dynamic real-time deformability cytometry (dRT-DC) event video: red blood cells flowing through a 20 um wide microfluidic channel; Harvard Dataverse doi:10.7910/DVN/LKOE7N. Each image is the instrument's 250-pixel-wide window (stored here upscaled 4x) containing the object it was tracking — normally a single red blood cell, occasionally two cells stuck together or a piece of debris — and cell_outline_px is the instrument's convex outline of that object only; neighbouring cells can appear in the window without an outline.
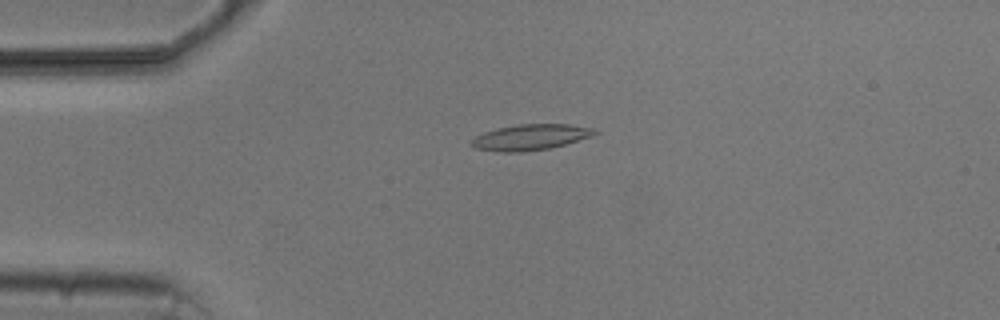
{"species": "common noctule bat (a hibernating species)", "species_latin": "Nyctalus noctula", "temperature_condition": "cold", "stored_images_in_passage": 6, "camera_frame_rate_fps": 3000, "um_per_image_px": 0.085, "animal": {"sex": "male", "body_mass_g": 20.5, "forearm_length_mm": 52.5}, "frame": {"image": 1, "passage_image": 4, "time_ms": 3.667, "image_size_px": [1000, 320], "cell_outline_px": [[600, 132], [592, 136], [564, 144], [548, 148], [520, 152], [500, 152], [476, 148], [468, 144], [476, 136], [484, 132], [496, 128], [520, 124], [568, 124], [596, 128]], "centroid_in_image_um": [45.1, 11.65], "position_along_channel_um": 39.9, "area_um2": 18.5}}
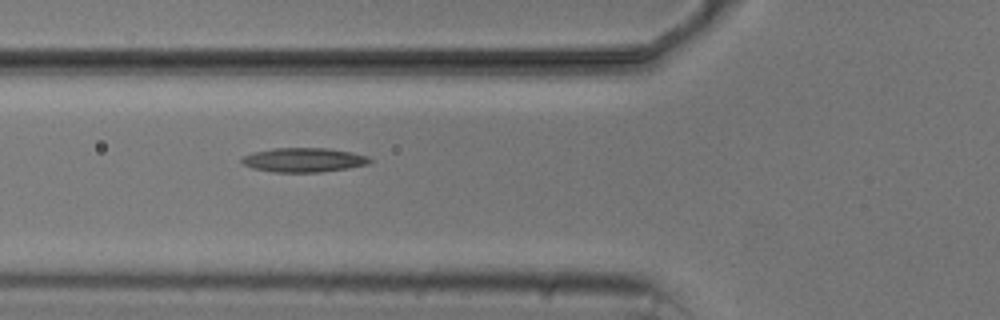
{"frame": {"image": 2, "passage_image": 6, "time_ms": 6.0, "image_size_px": [1000, 320], "cell_outline_px": [[372, 160], [368, 164], [348, 168], [320, 172], [272, 172], [252, 168], [244, 164], [240, 160], [244, 156], [256, 152], [272, 148], [328, 148], [352, 152], [368, 156]], "centroid_in_image_um": [25.84, 13.59], "position_along_channel_um": 100.0, "area_um2": 18.03}}